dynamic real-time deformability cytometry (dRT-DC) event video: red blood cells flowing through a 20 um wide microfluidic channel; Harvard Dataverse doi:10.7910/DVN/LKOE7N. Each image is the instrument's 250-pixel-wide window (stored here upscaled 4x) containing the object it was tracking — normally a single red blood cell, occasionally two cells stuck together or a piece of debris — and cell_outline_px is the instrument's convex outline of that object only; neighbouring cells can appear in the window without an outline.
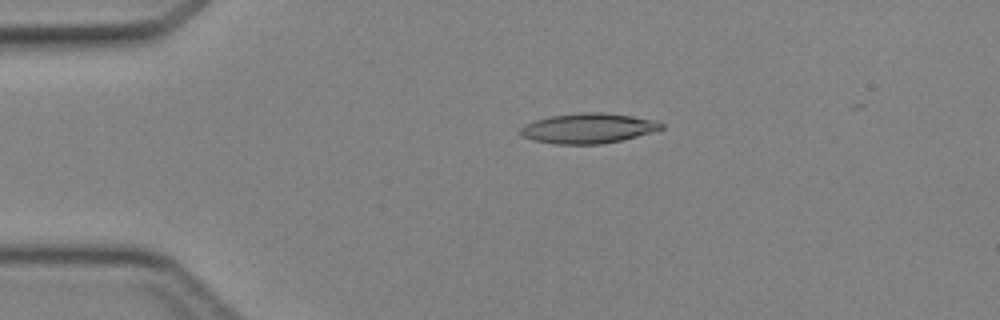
{"species": "Egyptian fruit bat (a non-hibernating species)", "species_latin": "Rousettus aegyptiacus", "temperature_condition": "cold", "stored_images_in_passage": 46, "camera_frame_rate_fps": 3000, "um_per_image_px": 0.085, "animal": {"sex": "female"}, "frame": {"image": 1, "passage_image": 10, "time_ms": 3.0, "image_size_px": [1000, 320], "cell_outline_px": [[664, 128], [652, 132], [620, 140], [600, 144], [556, 144], [532, 140], [524, 136], [520, 132], [520, 128], [524, 124], [536, 120], [552, 116], [580, 112], [600, 112], [632, 116], [660, 120], [664, 124]], "centroid_in_image_um": [50.03, 10.89], "position_along_channel_um": 35.0, "area_um2": 24.62}}
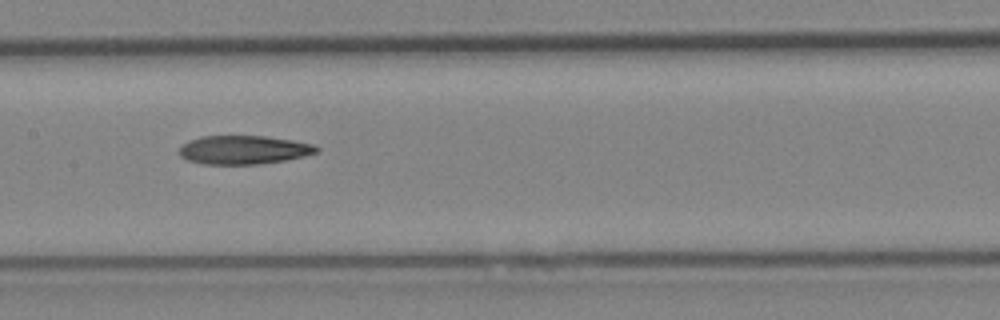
{"frame": {"image": 2, "passage_image": 23, "time_ms": 7.333, "image_size_px": [1000, 320], "cell_outline_px": [[320, 148], [316, 152], [304, 156], [284, 160], [256, 164], [204, 164], [188, 160], [180, 156], [180, 148], [188, 140], [200, 136], [264, 136], [292, 140], [312, 144]], "centroid_in_image_um": [20.69, 12.73], "position_along_channel_um": 186.7, "area_um2": 22.72}}
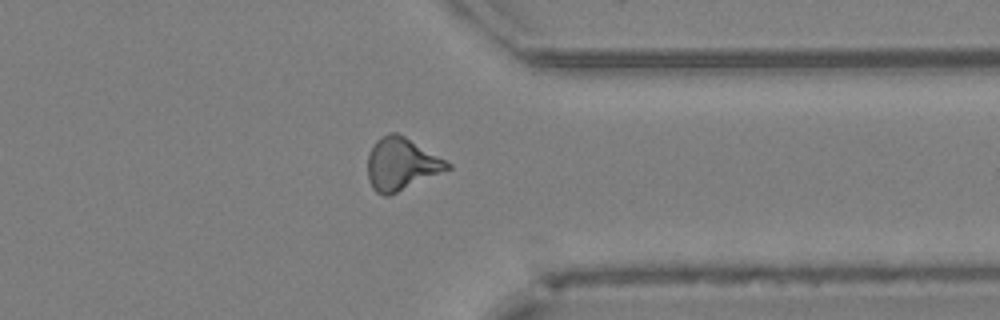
{"frame": {"image": 3, "passage_image": 36, "time_ms": 11.667, "image_size_px": [1000, 320], "cell_outline_px": [[452, 168], [388, 196], [384, 196], [376, 192], [372, 188], [368, 180], [368, 156], [376, 140], [380, 136], [388, 132], [396, 132], [404, 136], [452, 164]], "centroid_in_image_um": [34.09, 13.95], "position_along_channel_um": 377.3, "area_um2": 24.16}}